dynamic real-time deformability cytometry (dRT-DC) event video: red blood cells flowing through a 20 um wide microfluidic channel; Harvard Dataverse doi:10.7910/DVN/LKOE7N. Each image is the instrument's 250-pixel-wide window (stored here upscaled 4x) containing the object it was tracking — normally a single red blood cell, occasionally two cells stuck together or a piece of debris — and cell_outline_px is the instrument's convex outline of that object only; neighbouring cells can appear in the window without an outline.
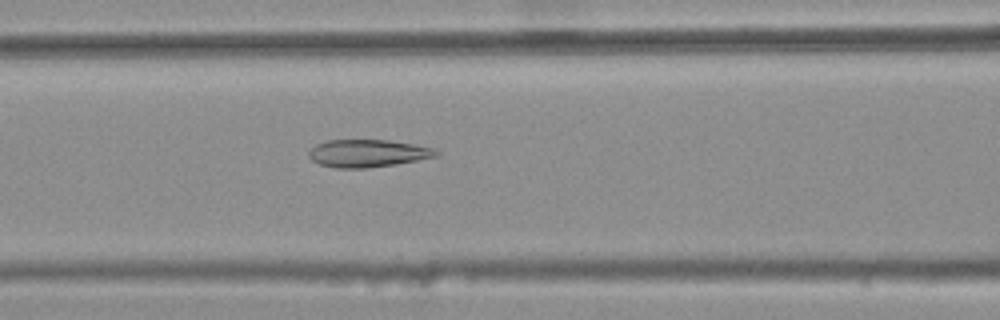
{"species": "common noctule bat (a hibernating species)", "species_latin": "Nyctalus noctula", "temperature_condition": "warm", "stored_images_in_passage": 39, "camera_frame_rate_fps": 3000, "um_per_image_px": 0.085, "animal": {"sex": "female", "body_mass_g": 25.1}, "frame": {"image": 1, "passage_image": 14, "time_ms": 4.333, "image_size_px": [1000, 320], "cell_outline_px": [[440, 152], [436, 156], [416, 160], [368, 168], [336, 168], [320, 164], [312, 160], [308, 156], [308, 152], [316, 144], [328, 140], [388, 140], [412, 144], [432, 148]], "centroid_in_image_um": [31.21, 13.03], "position_along_channel_um": 135.4, "area_um2": 20.17}}
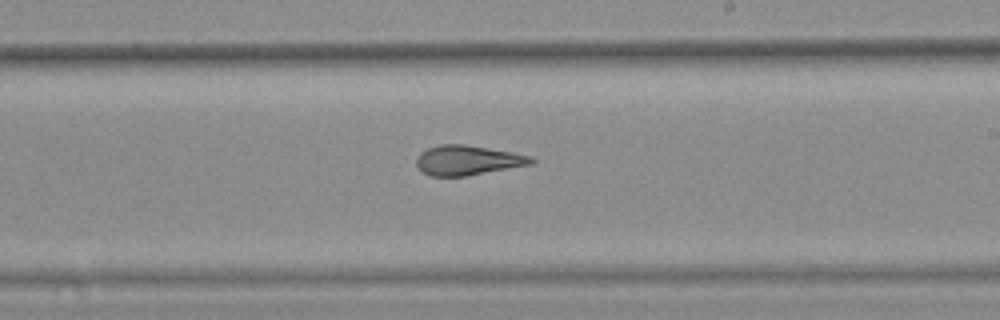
{"frame": {"image": 2, "passage_image": 23, "time_ms": 7.333, "image_size_px": [1000, 320], "cell_outline_px": [[536, 160], [532, 164], [464, 176], [432, 176], [424, 172], [416, 164], [416, 160], [420, 152], [428, 148], [440, 144], [464, 144], [512, 152], [532, 156]], "centroid_in_image_um": [39.76, 13.61], "position_along_channel_um": 249.2, "area_um2": 19.71}}
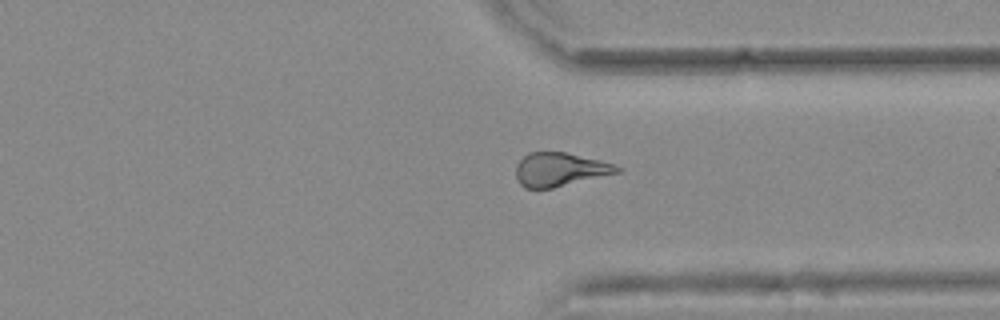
{"frame": {"image": 3, "passage_image": 32, "time_ms": 10.333, "image_size_px": [1000, 320], "cell_outline_px": [[624, 168], [620, 172], [552, 188], [524, 188], [520, 184], [516, 176], [516, 164], [528, 152], [564, 152], [600, 160]], "centroid_in_image_um": [47.58, 14.4], "position_along_channel_um": 363.8, "area_um2": 19.71}, "authors_computed_cell_mechanics": {"area_um2": 20.1722, "velocity_mm_per_s": 3.8035, "shape_relaxation_time_tau1_ms": null, "shape_relaxation_time_tau2_ms": 2.1316, "deformation_change_tau1": null, "deformation_change_tau2": 0.1223}}